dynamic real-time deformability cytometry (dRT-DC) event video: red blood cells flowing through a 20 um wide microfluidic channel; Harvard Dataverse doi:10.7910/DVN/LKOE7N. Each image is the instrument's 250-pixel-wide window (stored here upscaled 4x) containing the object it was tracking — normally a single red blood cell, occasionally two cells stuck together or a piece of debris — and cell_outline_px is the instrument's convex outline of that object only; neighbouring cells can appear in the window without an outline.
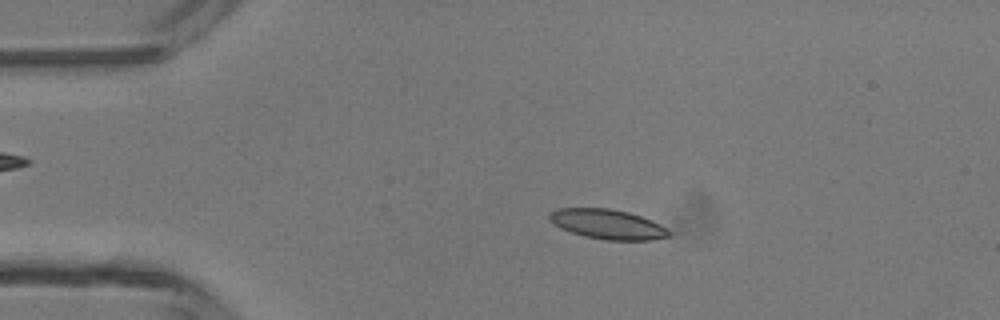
{"species": "common noctule bat (a hibernating species)", "species_latin": "Nyctalus noctula", "temperature_condition": "room temperature", "stored_images_in_passage": 46, "camera_frame_rate_fps": 3000, "um_per_image_px": 0.085, "animal": {"sex": "male", "body_mass_g": 13.3}, "frame": {"image": 1, "passage_image": 9, "time_ms": 2.667, "image_size_px": [1000, 320], "cell_outline_px": [[672, 236], [648, 240], [608, 240], [584, 236], [560, 228], [548, 216], [556, 208], [608, 208], [628, 212], [652, 220], [660, 224], [672, 232]], "centroid_in_image_um": [51.69, 19.06], "position_along_channel_um": 33.3, "area_um2": 20.58}}
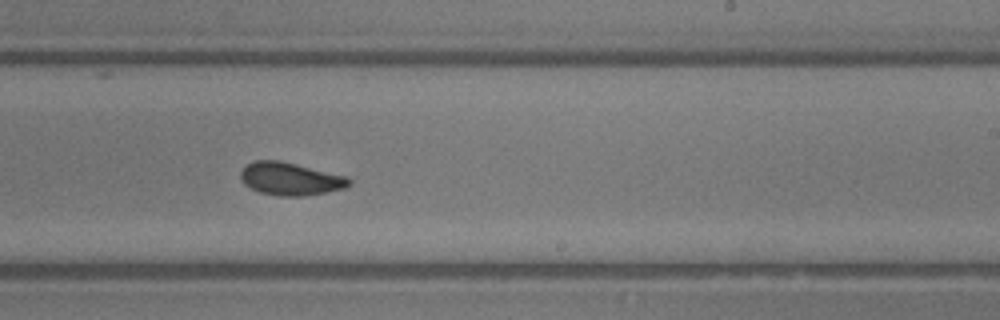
{"frame": {"image": 2, "passage_image": 28, "time_ms": 9.0, "image_size_px": [1000, 320], "cell_outline_px": [[352, 184], [344, 188], [304, 196], [280, 196], [260, 192], [244, 184], [240, 176], [240, 172], [248, 164], [256, 160], [280, 160], [344, 176], [352, 180]], "centroid_in_image_um": [24.67, 15.2], "position_along_channel_um": 264.3, "area_um2": 20.4}}
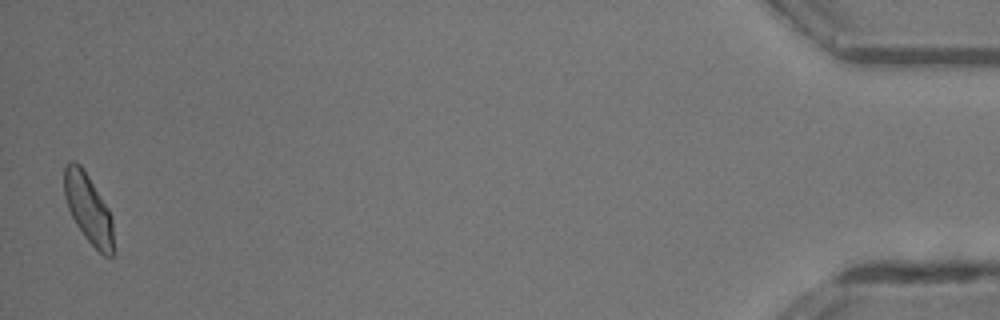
{"frame": {"image": 3, "passage_image": 46, "time_ms": 15.0, "image_size_px": [1000, 320], "cell_outline_px": [[112, 256], [104, 256], [84, 236], [76, 224], [68, 208], [64, 196], [64, 164], [68, 160], [72, 160], [80, 164], [88, 176], [108, 208], [112, 216]], "centroid_in_image_um": [7.47, 17.67], "position_along_channel_um": 427.7, "area_um2": 19.59}, "authors_computed_cell_mechanics": {"area_um2": 20.4323, "velocity_mm_per_s": 4.3402, "shape_relaxation_time_tau1_ms": 3.4519, "shape_relaxation_time_tau2_ms": 1.888, "deformation_change_tau1": 0.1129, "deformation_change_tau2": 0.0758}}